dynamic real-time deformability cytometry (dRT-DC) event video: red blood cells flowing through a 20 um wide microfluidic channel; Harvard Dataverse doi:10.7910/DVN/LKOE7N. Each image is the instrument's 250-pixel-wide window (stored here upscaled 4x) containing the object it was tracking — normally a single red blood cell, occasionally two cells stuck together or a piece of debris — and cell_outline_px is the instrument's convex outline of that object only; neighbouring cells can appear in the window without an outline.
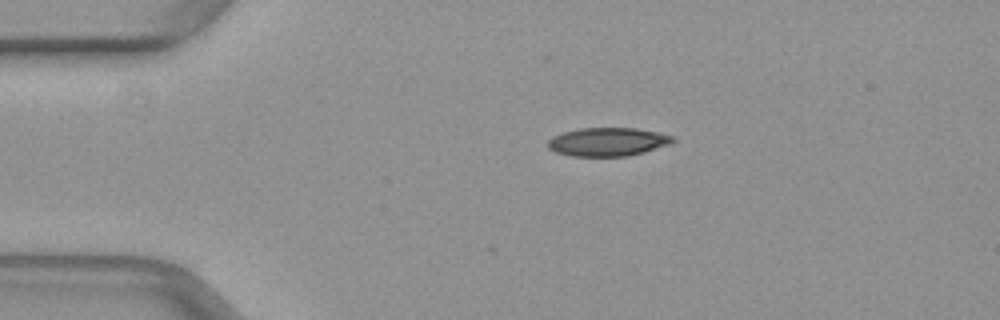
{"species": "common noctule bat (a hibernating species)", "species_latin": "Nyctalus noctula", "temperature_condition": "warm", "stored_images_in_passage": 41, "camera_frame_rate_fps": 3000, "um_per_image_px": 0.085, "animal": {"sex": "female", "body_mass_g": 29.2, "forearm_length_mm": 56.3}, "frame": {"image": 1, "passage_image": 1, "time_ms": 0.0, "image_size_px": [1000, 320], "cell_outline_px": [[676, 140], [668, 144], [644, 152], [628, 156], [572, 156], [556, 152], [548, 148], [548, 140], [552, 136], [564, 132], [580, 128], [636, 128], [656, 132], [672, 136]], "centroid_in_image_um": [51.63, 12.05], "position_along_channel_um": 33.4, "area_um2": 20.58}}
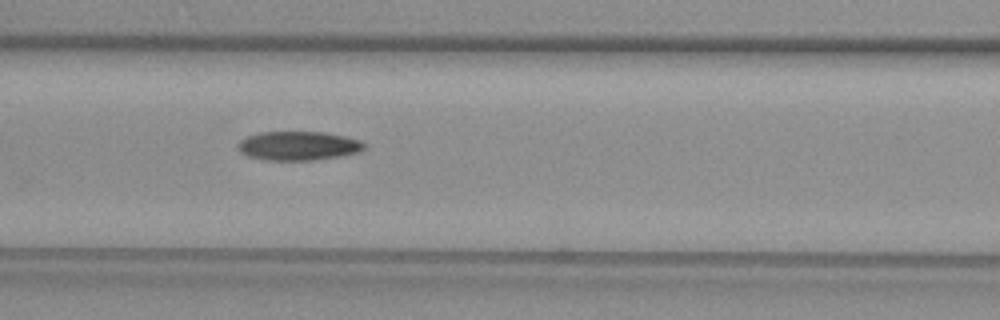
{"frame": {"image": 2, "passage_image": 12, "time_ms": 3.667, "image_size_px": [1000, 320], "cell_outline_px": [[364, 148], [356, 152], [340, 156], [312, 160], [268, 160], [248, 156], [240, 152], [236, 144], [240, 140], [248, 136], [260, 132], [324, 132], [344, 136], [360, 140], [364, 144]], "centroid_in_image_um": [25.31, 12.39], "position_along_channel_um": 141.3, "area_um2": 21.15}}
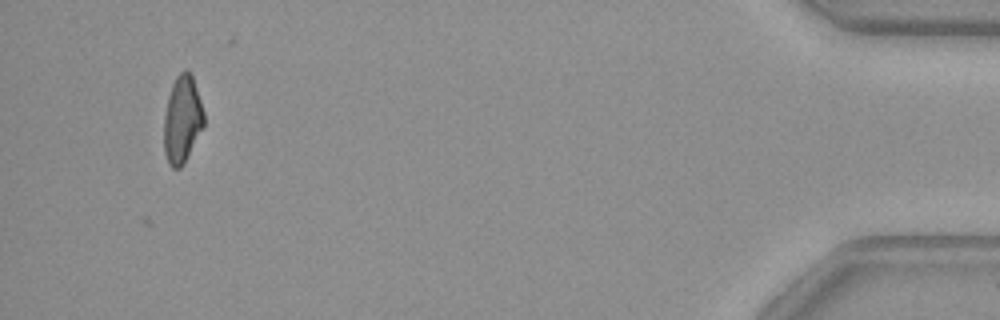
{"frame": {"image": 3, "passage_image": 38, "time_ms": 12.333, "image_size_px": [1000, 320], "cell_outline_px": [[204, 124], [184, 164], [180, 168], [172, 168], [168, 164], [164, 152], [164, 116], [168, 96], [172, 84], [176, 76], [180, 72], [188, 72], [192, 76], [204, 112]], "centroid_in_image_um": [15.47, 10.19], "position_along_channel_um": 419.7, "area_um2": 20.11}}